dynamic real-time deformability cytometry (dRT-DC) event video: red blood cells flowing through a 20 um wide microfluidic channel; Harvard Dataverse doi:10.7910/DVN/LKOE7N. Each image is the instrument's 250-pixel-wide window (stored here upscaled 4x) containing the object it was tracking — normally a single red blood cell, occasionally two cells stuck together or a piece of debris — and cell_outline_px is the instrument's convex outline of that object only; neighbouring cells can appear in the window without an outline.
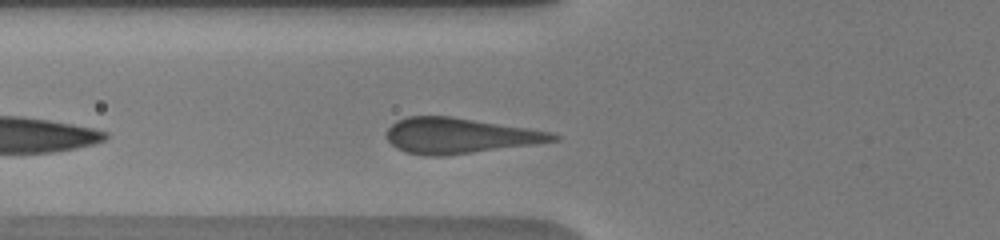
{"species": "human", "species_latin": "Homo sapiens", "temperature_condition": "warm", "stored_images_in_passage": 37, "camera_frame_rate_fps": 3000, "um_per_image_px": 0.085, "donor": {"sex": "male"}, "frame": {"image": 1, "passage_image": 4, "time_ms": 1.0, "image_size_px": [1000, 240], "cell_outline_px": [[560, 140], [532, 144], [444, 156], [428, 156], [404, 152], [396, 148], [388, 140], [388, 128], [396, 120], [408, 116], [452, 116], [528, 128], [552, 132], [560, 136]], "centroid_in_image_um": [39.05, 11.53], "position_along_channel_um": 86.8, "area_um2": 34.28}}
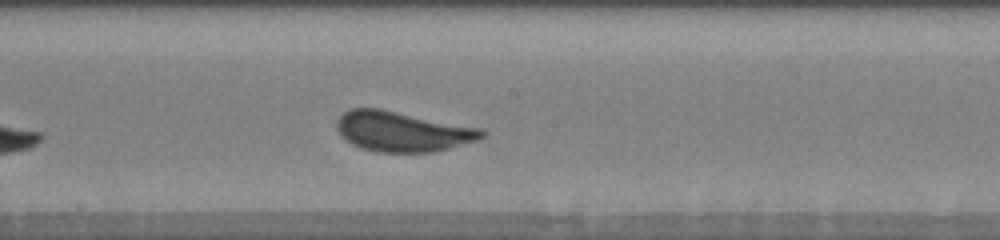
{"frame": {"image": 2, "passage_image": 14, "time_ms": 4.333, "image_size_px": [1000, 240], "cell_outline_px": [[488, 132], [480, 140], [432, 152], [376, 152], [360, 148], [344, 140], [340, 136], [336, 128], [336, 120], [344, 112], [352, 108], [380, 108], [484, 128]], "centroid_in_image_um": [34.22, 11.17], "position_along_channel_um": 214.0, "area_um2": 34.45}}
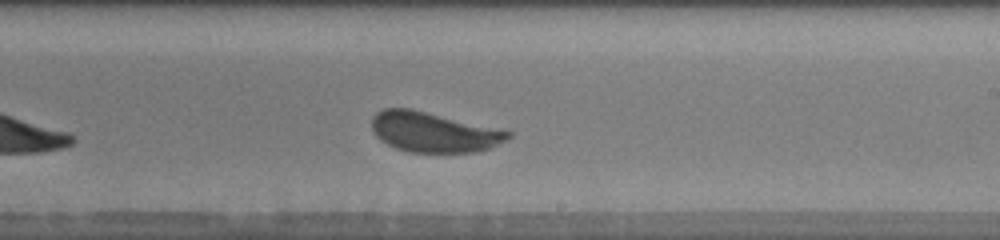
{"frame": {"image": 3, "passage_image": 17, "time_ms": 5.333, "image_size_px": [1000, 240], "cell_outline_px": [[512, 136], [508, 140], [488, 148], [472, 152], [408, 152], [396, 148], [380, 140], [376, 136], [372, 128], [372, 116], [376, 112], [384, 108], [412, 108], [512, 132]], "centroid_in_image_um": [36.82, 11.22], "position_along_channel_um": 252.2, "area_um2": 31.67}, "authors_computed_cell_mechanics": {"area_um2": 31.4432, "velocity_mm_per_s": 3.8139, "shape_relaxation_time_tau1_ms": 2.9301, "shape_relaxation_time_tau2_ms": null, "deformation_change_tau1": 0.0911, "deformation_change_tau2": null}}